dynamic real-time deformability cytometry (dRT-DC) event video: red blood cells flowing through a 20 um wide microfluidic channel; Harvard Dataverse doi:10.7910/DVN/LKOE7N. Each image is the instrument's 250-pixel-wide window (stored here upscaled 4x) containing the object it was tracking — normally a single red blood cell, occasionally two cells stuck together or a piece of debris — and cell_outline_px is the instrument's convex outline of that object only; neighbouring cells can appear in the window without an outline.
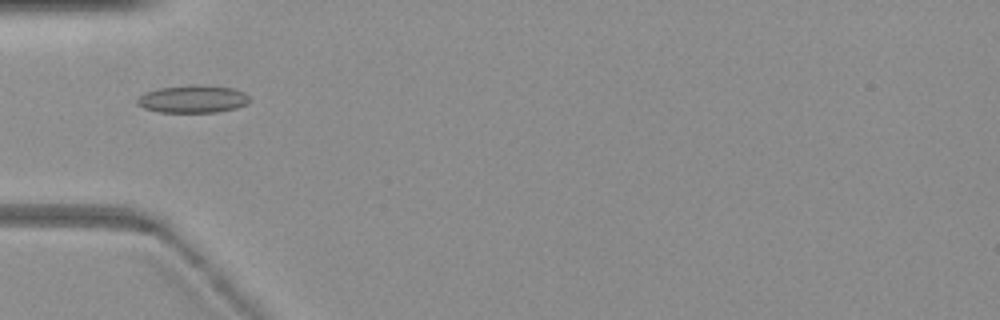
{"species": "common noctule bat (a hibernating species)", "species_latin": "Nyctalus noctula", "temperature_condition": "warm", "stored_images_in_passage": 46, "camera_frame_rate_fps": 3000, "um_per_image_px": 0.085, "animal": {"sex": "female", "body_mass_g": 19.3, "forearm_length_mm": 54.1}, "frame": {"image": 1, "passage_image": 1, "time_ms": 0.0, "image_size_px": [1000, 320], "cell_outline_px": [[248, 104], [236, 108], [216, 112], [160, 112], [144, 108], [136, 104], [136, 100], [144, 92], [160, 88], [232, 88], [244, 92], [248, 96]], "centroid_in_image_um": [16.36, 8.48], "position_along_channel_um": 68.6, "area_um2": 16.99}}